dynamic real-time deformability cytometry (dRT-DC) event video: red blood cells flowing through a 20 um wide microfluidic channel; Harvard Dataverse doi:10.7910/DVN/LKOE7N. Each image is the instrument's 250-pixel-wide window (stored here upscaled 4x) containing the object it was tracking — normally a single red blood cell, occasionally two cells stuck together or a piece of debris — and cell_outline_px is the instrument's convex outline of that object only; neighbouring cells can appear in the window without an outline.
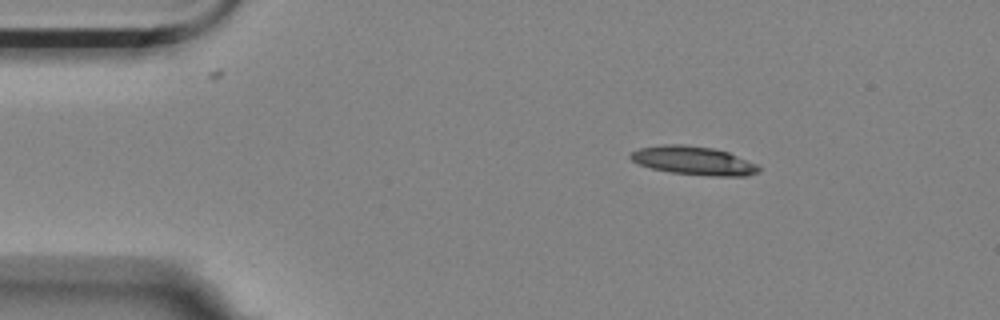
{"species": "Egyptian fruit bat (a non-hibernating species)", "species_latin": "Rousettus aegyptiacus", "temperature_condition": "room temperature", "stored_images_in_passage": 3, "camera_frame_rate_fps": 3000, "um_per_image_px": 0.085, "animal": {"sex": "female"}, "frame": {"image": 1, "passage_image": 1, "time_ms": 0.0, "image_size_px": [1000, 320], "cell_outline_px": [[760, 172], [748, 176], [708, 176], [672, 172], [652, 168], [640, 164], [632, 160], [628, 156], [632, 152], [640, 148], [664, 144], [684, 144], [712, 148], [728, 152], [756, 164], [760, 168]], "centroid_in_image_um": [58.97, 13.65], "position_along_channel_um": 26.0, "area_um2": 21.21}}